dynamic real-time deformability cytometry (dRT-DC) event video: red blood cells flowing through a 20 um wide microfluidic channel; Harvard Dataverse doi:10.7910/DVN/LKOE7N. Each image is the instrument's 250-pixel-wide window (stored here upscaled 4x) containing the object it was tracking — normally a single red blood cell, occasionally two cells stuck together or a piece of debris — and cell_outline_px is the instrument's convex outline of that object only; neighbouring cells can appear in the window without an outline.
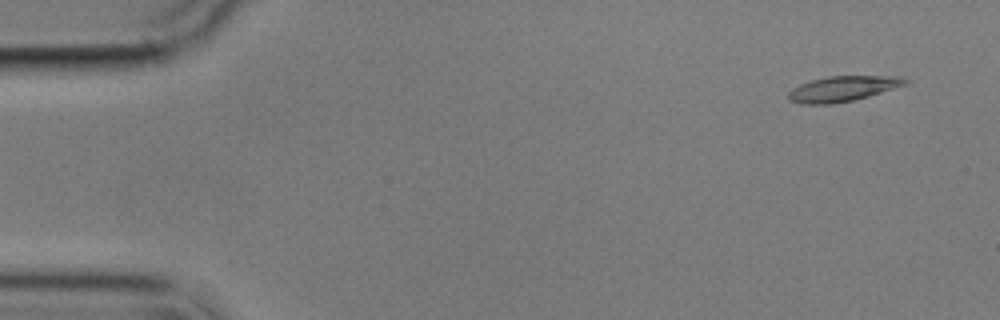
{"species": "common noctule bat (a hibernating species)", "species_latin": "Nyctalus noctula", "temperature_condition": "cold", "stored_images_in_passage": 4, "camera_frame_rate_fps": 3000, "um_per_image_px": 0.085, "animal": {"sex": "male", "body_mass_g": 17.9}, "frame": {"image": 1, "passage_image": 1, "time_ms": 0.0, "image_size_px": [1000, 320], "cell_outline_px": [[908, 84], [868, 96], [852, 100], [828, 104], [804, 104], [788, 100], [788, 92], [792, 88], [800, 84], [812, 80], [828, 76], [904, 76], [908, 80]], "centroid_in_image_um": [71.64, 7.53], "position_along_channel_um": 13.4, "area_um2": 17.17}}
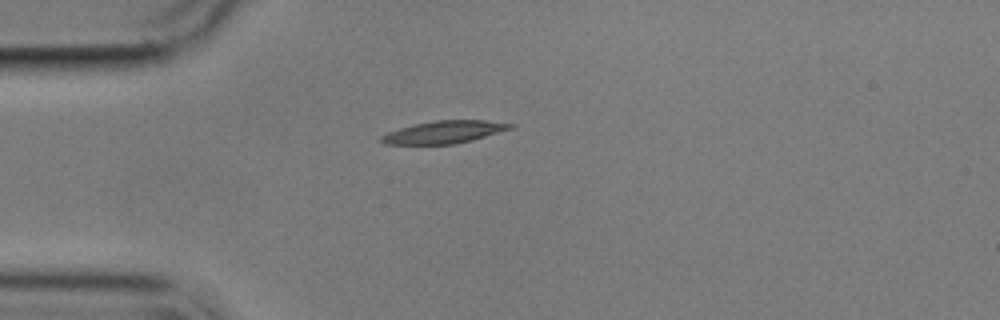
{"frame": {"image": 2, "passage_image": 4, "time_ms": 3.667, "image_size_px": [1000, 320], "cell_outline_px": [[516, 128], [472, 140], [456, 144], [384, 144], [380, 140], [380, 136], [388, 132], [400, 128], [416, 124], [436, 120], [484, 120], [516, 124]], "centroid_in_image_um": [37.82, 11.22], "position_along_channel_um": 47.2, "area_um2": 16.99}}